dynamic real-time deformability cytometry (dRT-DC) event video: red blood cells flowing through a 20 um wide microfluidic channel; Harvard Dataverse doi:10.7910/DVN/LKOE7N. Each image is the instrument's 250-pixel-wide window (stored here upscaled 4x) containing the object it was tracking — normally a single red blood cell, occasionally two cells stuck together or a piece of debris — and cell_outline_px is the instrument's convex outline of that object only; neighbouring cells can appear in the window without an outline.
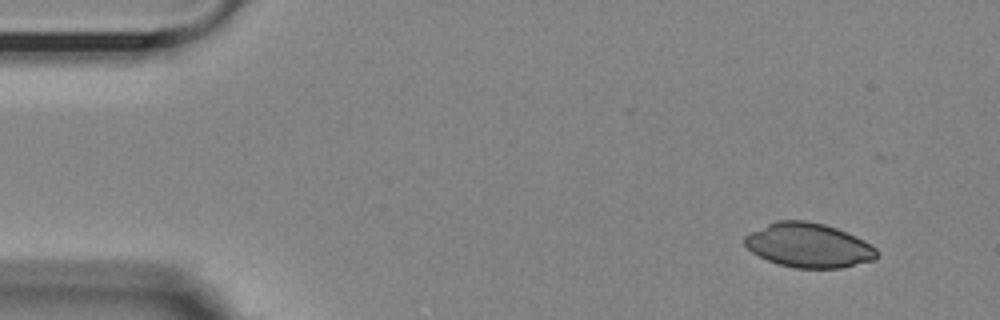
{"species": "Egyptian fruit bat (a non-hibernating species)", "species_latin": "Rousettus aegyptiacus", "temperature_condition": "room temperature", "stored_images_in_passage": 13, "camera_frame_rate_fps": 3000, "um_per_image_px": 0.085, "animal": {"sex": "female"}, "frame": {"image": 1, "passage_image": 1, "time_ms": 0.0, "image_size_px": [1000, 320], "cell_outline_px": [[880, 252], [876, 260], [840, 268], [796, 268], [780, 264], [768, 260], [752, 252], [744, 244], [744, 236], [776, 220], [808, 220], [824, 224], [836, 228], [864, 240], [876, 248]], "centroid_in_image_um": [68.77, 20.85], "position_along_channel_um": 16.2, "area_um2": 34.1}}